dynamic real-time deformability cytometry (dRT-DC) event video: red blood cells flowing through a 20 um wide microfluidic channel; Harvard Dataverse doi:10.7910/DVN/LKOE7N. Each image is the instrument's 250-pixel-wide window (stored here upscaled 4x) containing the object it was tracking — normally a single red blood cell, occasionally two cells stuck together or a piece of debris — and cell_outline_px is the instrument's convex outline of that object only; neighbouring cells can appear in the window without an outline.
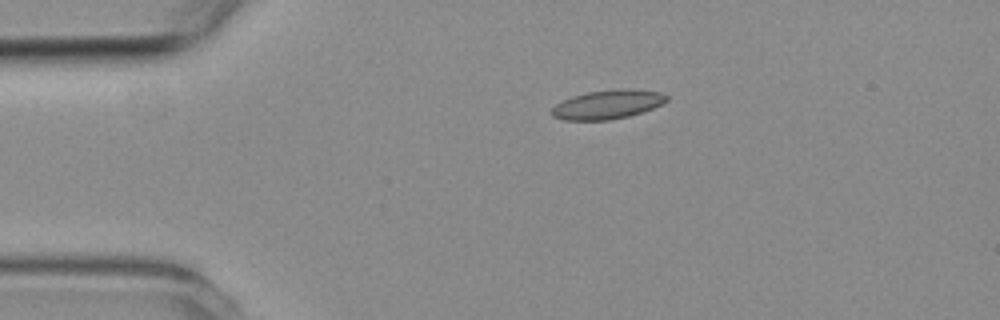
{"species": "common noctule bat (a hibernating species)", "species_latin": "Nyctalus noctula", "temperature_condition": "room temperature", "stored_images_in_passage": 2, "camera_frame_rate_fps": 3000, "um_per_image_px": 0.085, "animal": {"sex": "female", "body_mass_g": 19.3, "forearm_length_mm": 54.1}, "frame": {"image": 1, "passage_image": 1, "time_ms": 0.0, "image_size_px": [1000, 320], "cell_outline_px": [[668, 100], [652, 108], [628, 116], [608, 120], [564, 120], [552, 116], [552, 108], [556, 104], [572, 96], [588, 92], [620, 88], [624, 88], [660, 92], [668, 96]], "centroid_in_image_um": [51.63, 8.87], "position_along_channel_um": 33.4, "area_um2": 19.19}}